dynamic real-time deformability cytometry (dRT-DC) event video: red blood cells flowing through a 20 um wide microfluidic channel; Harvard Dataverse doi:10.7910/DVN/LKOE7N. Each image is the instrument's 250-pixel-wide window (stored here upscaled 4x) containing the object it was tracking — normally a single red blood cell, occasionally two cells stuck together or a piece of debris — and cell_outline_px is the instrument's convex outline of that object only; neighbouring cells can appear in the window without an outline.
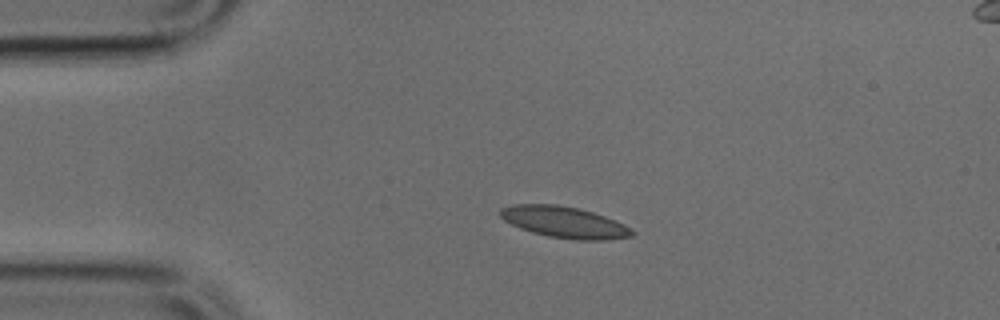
{"species": "common noctule bat (a hibernating species)", "species_latin": "Nyctalus noctula", "temperature_condition": "cold", "stored_images_in_passage": 39, "camera_frame_rate_fps": 3000, "um_per_image_px": 0.085, "animal": {"sex": "male", "body_mass_g": 17.9, "forearm_length_mm": 54.2}, "frame": {"image": 1, "passage_image": 1, "time_ms": 0.0, "image_size_px": [1000, 320], "cell_outline_px": [[636, 232], [632, 236], [604, 240], [576, 240], [548, 236], [532, 232], [520, 228], [504, 220], [500, 216], [500, 208], [512, 204], [556, 204], [576, 208], [592, 212], [604, 216], [624, 224], [632, 228]], "centroid_in_image_um": [47.97, 18.89], "position_along_channel_um": 37.0, "area_um2": 23.99}}
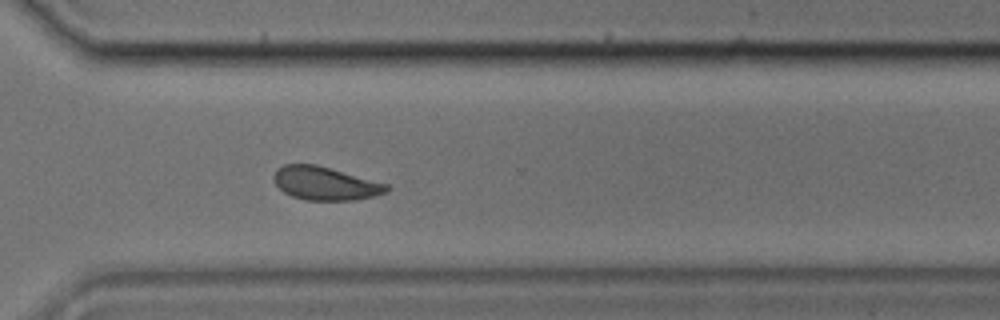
{"frame": {"image": 2, "passage_image": 26, "time_ms": 8.333, "image_size_px": [1000, 320], "cell_outline_px": [[392, 188], [388, 192], [376, 196], [352, 200], [304, 200], [292, 196], [284, 192], [276, 184], [272, 176], [276, 168], [284, 164], [316, 164], [388, 184]], "centroid_in_image_um": [27.65, 15.59], "position_along_channel_um": 342.9, "area_um2": 22.08}}
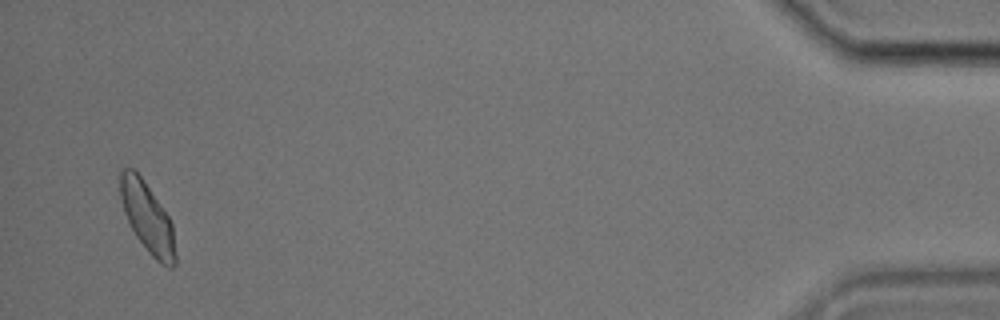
{"frame": {"image": 3, "passage_image": 38, "time_ms": 12.333, "image_size_px": [1000, 320], "cell_outline_px": [[176, 264], [172, 268], [168, 268], [160, 264], [148, 252], [136, 236], [124, 212], [120, 196], [120, 172], [124, 168], [132, 168], [140, 176], [168, 216], [172, 224], [176, 252]], "centroid_in_image_um": [12.54, 18.56], "position_along_channel_um": 422.7, "area_um2": 22.2}}